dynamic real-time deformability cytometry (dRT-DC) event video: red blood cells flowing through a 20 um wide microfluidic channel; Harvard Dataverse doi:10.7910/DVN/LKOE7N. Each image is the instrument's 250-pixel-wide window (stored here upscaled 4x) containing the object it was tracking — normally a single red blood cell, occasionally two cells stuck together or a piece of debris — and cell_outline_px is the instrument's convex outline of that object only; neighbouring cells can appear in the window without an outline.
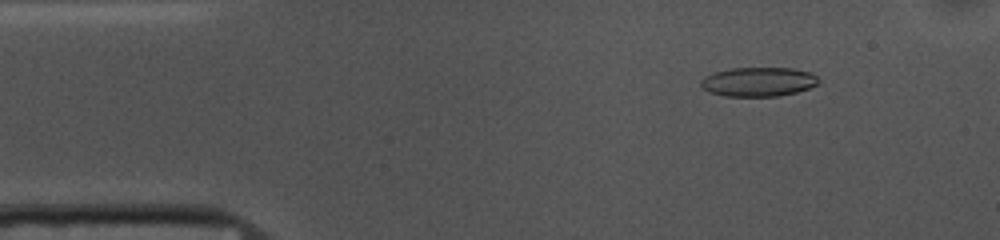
{"species": "common noctule bat (a hibernating species)", "species_latin": "Nyctalus noctula", "temperature_condition": "cold", "stored_images_in_passage": 52, "camera_frame_rate_fps": 3000, "um_per_image_px": 0.085, "animal": {"sex": "female", "body_mass_g": 10.0, "forearm_length_mm": 53.1}, "frame": {"image": 1, "passage_image": 6, "time_ms": 1.667, "image_size_px": [1000, 240], "cell_outline_px": [[820, 84], [796, 92], [776, 96], [724, 96], [708, 92], [700, 84], [700, 80], [704, 76], [716, 72], [732, 68], [792, 68], [812, 72], [820, 80]], "centroid_in_image_um": [64.48, 6.95], "position_along_channel_um": 20.5, "area_um2": 20.11}}
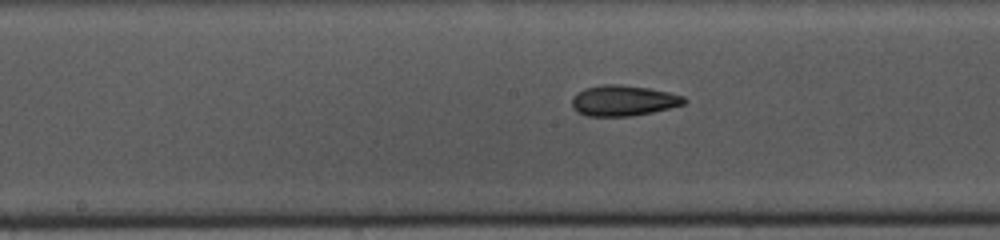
{"frame": {"image": 2, "passage_image": 25, "time_ms": 8.0, "image_size_px": [1000, 240], "cell_outline_px": [[688, 100], [684, 104], [652, 112], [632, 116], [588, 116], [576, 112], [572, 108], [572, 96], [576, 92], [584, 88], [600, 84], [620, 84], [648, 88], [668, 92], [684, 96]], "centroid_in_image_um": [52.94, 8.54], "position_along_channel_um": 195.3, "area_um2": 20.23}}
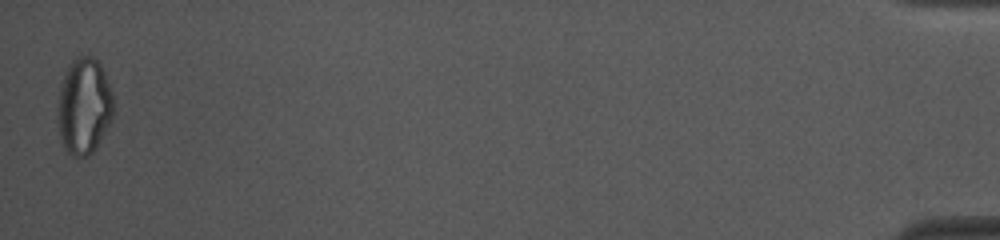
{"frame": {"image": 3, "passage_image": 52, "time_ms": 17.0, "image_size_px": [1000, 240], "cell_outline_px": [[112, 120], [96, 148], [88, 156], [72, 156], [64, 152], [60, 140], [56, 116], [56, 108], [60, 84], [68, 64], [80, 52], [92, 56], [100, 64], [104, 72], [112, 92]], "centroid_in_image_um": [7.09, 9.02], "position_along_channel_um": 428.1, "area_um2": 32.19}, "authors_computed_cell_mechanics": {"area_um2": 20.2011, "velocity_mm_per_s": 3.7085, "shape_relaxation_time_tau1_ms": null, "shape_relaxation_time_tau2_ms": 3.3796, "deformation_change_tau1": null, "deformation_change_tau2": 0.1155}}